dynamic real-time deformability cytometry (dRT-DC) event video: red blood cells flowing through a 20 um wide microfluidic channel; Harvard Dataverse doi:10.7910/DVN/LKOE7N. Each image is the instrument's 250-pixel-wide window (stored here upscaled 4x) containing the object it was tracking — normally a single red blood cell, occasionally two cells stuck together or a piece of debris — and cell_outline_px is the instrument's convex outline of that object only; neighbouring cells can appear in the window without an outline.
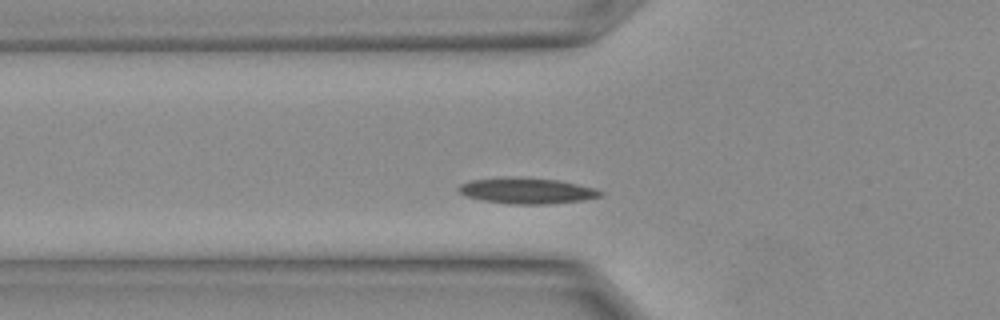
{"species": "Egyptian fruit bat (a non-hibernating species)", "species_latin": "Rousettus aegyptiacus", "temperature_condition": "warm", "stored_images_in_passage": 9, "camera_frame_rate_fps": 3000, "um_per_image_px": 0.085, "animal": {"sex": "female"}, "frame": {"image": 1, "passage_image": 3, "time_ms": 0.667, "image_size_px": [1000, 320], "cell_outline_px": [[604, 196], [584, 200], [544, 204], [512, 204], [484, 200], [468, 196], [460, 192], [456, 188], [460, 184], [472, 180], [516, 176], [520, 176], [560, 180], [592, 188], [604, 192]], "centroid_in_image_um": [44.81, 16.2], "position_along_channel_um": 81.0, "area_um2": 21.33}}
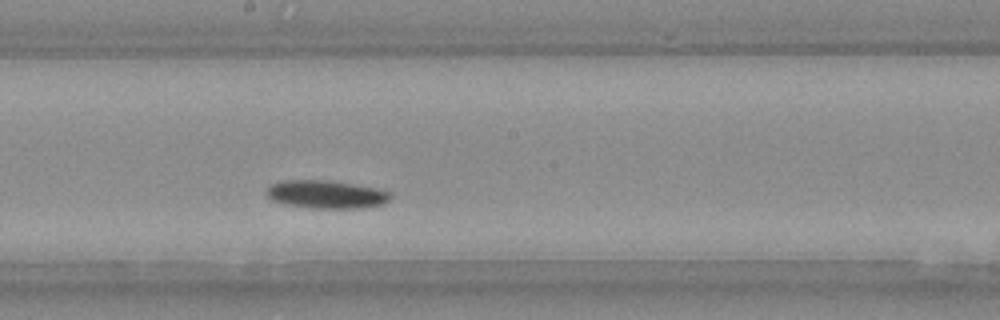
{"frame": {"image": 2, "passage_image": 9, "time_ms": 2.667, "image_size_px": [1000, 320], "cell_outline_px": [[392, 196], [384, 204], [364, 208], [308, 208], [284, 204], [272, 200], [264, 192], [272, 184], [280, 180], [328, 180], [376, 188], [388, 192]], "centroid_in_image_um": [27.7, 16.53], "position_along_channel_um": 220.5, "area_um2": 20.35}}